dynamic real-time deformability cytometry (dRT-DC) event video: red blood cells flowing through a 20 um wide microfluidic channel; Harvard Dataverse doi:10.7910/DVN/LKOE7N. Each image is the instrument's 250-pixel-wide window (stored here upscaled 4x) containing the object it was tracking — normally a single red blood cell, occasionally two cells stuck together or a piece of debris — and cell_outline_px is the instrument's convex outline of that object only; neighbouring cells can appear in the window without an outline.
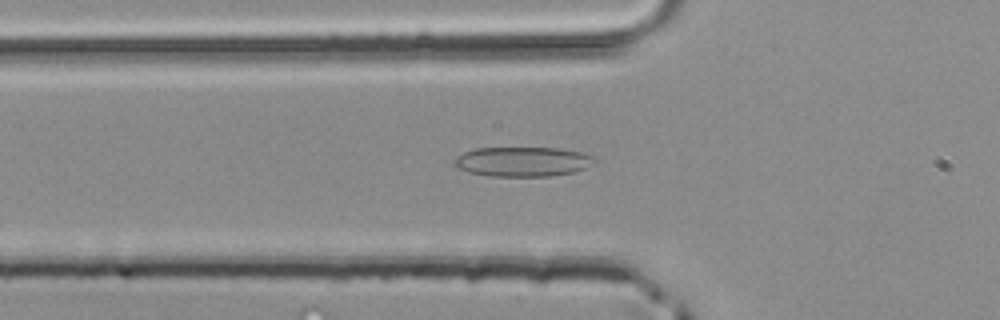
{"species": "common noctule bat (a hibernating species)", "species_latin": "Nyctalus noctula", "temperature_condition": "room temperature", "stored_images_in_passage": 33, "camera_frame_rate_fps": 3000, "um_per_image_px": 0.085, "animal": {"sex": "male", "body_mass_g": 20.4}, "frame": {"image": 1, "passage_image": 4, "time_ms": 1.0, "image_size_px": [1000, 320], "cell_outline_px": [[596, 160], [584, 168], [576, 172], [548, 176], [492, 176], [468, 172], [456, 168], [452, 164], [452, 160], [456, 156], [464, 152], [476, 148], [556, 148], [584, 152], [596, 156]], "centroid_in_image_um": [44.4, 13.73], "position_along_channel_um": 81.4, "area_um2": 24.45}}
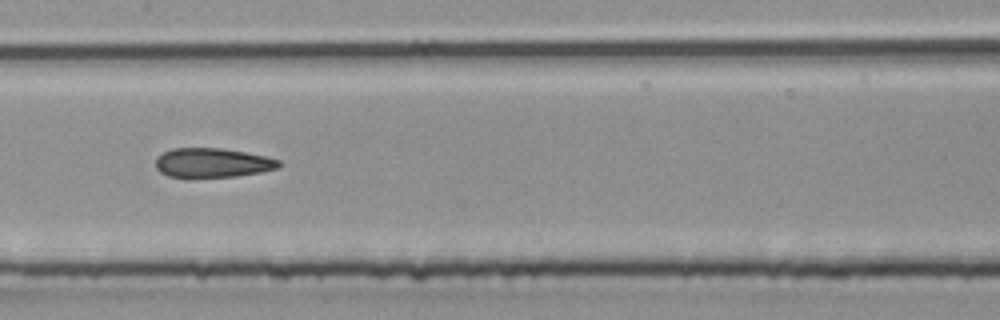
{"frame": {"image": 2, "passage_image": 11, "time_ms": 3.333, "image_size_px": [1000, 320], "cell_outline_px": [[284, 164], [276, 168], [260, 172], [236, 176], [188, 180], [168, 176], [160, 172], [156, 168], [156, 156], [172, 148], [224, 148], [264, 156], [280, 160]], "centroid_in_image_um": [18.0, 13.87], "position_along_channel_um": 189.4, "area_um2": 21.79}}
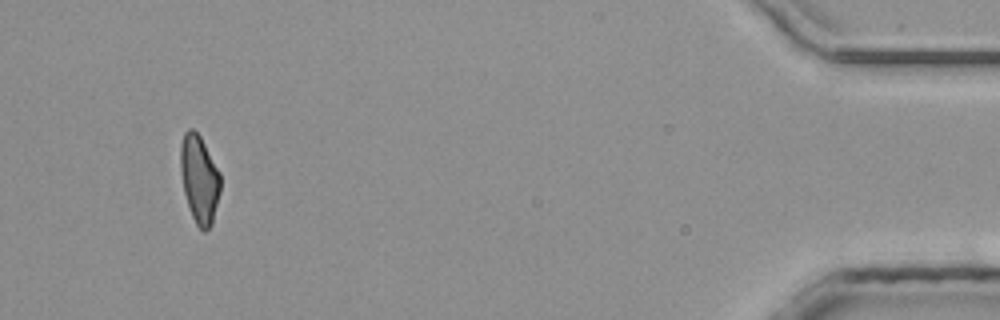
{"frame": {"image": 3, "passage_image": 31, "time_ms": 10.0, "image_size_px": [1000, 320], "cell_outline_px": [[220, 192], [212, 224], [204, 232], [196, 224], [192, 216], [184, 192], [180, 172], [180, 144], [184, 132], [188, 128], [192, 128], [200, 136], [220, 172]], "centroid_in_image_um": [16.93, 15.2], "position_along_channel_um": 418.3, "area_um2": 20.46}}